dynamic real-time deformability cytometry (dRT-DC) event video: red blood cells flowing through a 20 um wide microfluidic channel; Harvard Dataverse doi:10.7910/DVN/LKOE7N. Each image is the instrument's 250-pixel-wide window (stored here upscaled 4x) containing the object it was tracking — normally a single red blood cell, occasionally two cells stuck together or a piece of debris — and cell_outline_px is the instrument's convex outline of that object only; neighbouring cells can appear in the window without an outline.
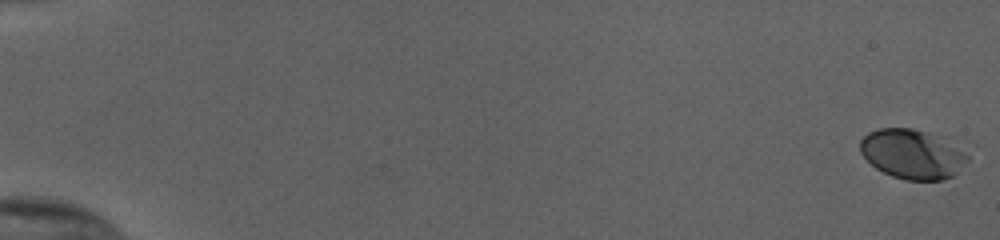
{"species": "human", "species_latin": "Homo sapiens", "temperature_condition": "cold", "stored_images_in_passage": 38, "camera_frame_rate_fps": 3000, "um_per_image_px": 0.085, "donor": {"sex": "female"}, "frame": {"image": 1, "passage_image": 1, "time_ms": 0.0, "image_size_px": [1000, 240], "cell_outline_px": [[968, 160], [952, 176], [940, 180], [904, 180], [892, 176], [876, 168], [860, 152], [860, 140], [868, 132], [876, 128], [912, 128], [948, 136], [968, 156]], "centroid_in_image_um": [77.57, 13.06], "position_along_channel_um": 7.4, "area_um2": 31.39}}
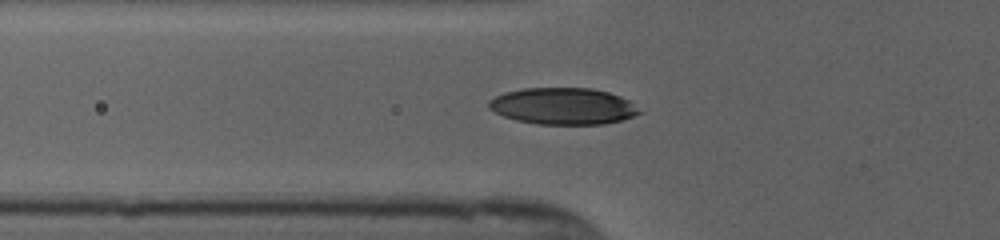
{"frame": {"image": 2, "passage_image": 22, "time_ms": 7.0, "image_size_px": [1000, 240], "cell_outline_px": [[644, 112], [620, 120], [604, 124], [536, 124], [516, 120], [504, 116], [488, 108], [488, 100], [504, 92], [524, 88], [592, 88], [608, 92], [620, 96], [628, 100]], "centroid_in_image_um": [47.85, 9.02], "position_along_channel_um": 77.9, "area_um2": 32.14}}
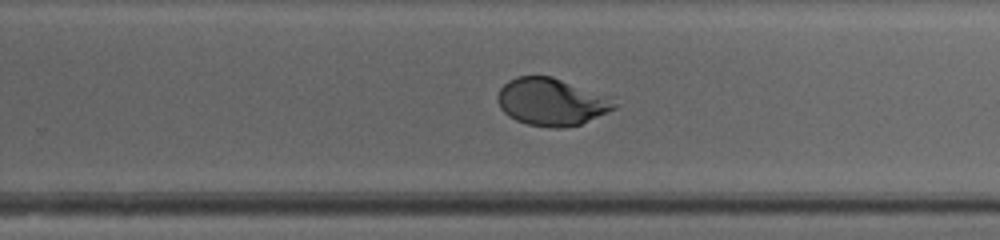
{"frame": {"image": 3, "passage_image": 38, "time_ms": 12.333, "image_size_px": [1000, 240], "cell_outline_px": [[616, 108], [608, 112], [580, 124], [560, 128], [552, 128], [528, 124], [516, 120], [508, 116], [500, 108], [496, 100], [496, 96], [500, 88], [508, 80], [516, 76], [552, 76], [608, 96], [616, 104]], "centroid_in_image_um": [46.83, 8.65], "position_along_channel_um": 283.0, "area_um2": 32.19}}